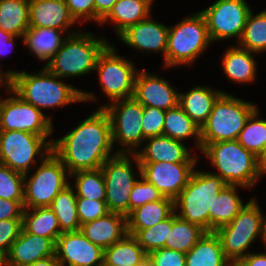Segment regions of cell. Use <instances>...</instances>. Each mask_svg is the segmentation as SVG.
Returning <instances> with one entry per match:
<instances>
[{"mask_svg":"<svg viewBox=\"0 0 266 266\" xmlns=\"http://www.w3.org/2000/svg\"><path fill=\"white\" fill-rule=\"evenodd\" d=\"M111 121L103 108L96 109L65 136L53 141L52 151L69 174L97 170L113 153Z\"/></svg>","mask_w":266,"mask_h":266,"instance_id":"cell-1","label":"cell"},{"mask_svg":"<svg viewBox=\"0 0 266 266\" xmlns=\"http://www.w3.org/2000/svg\"><path fill=\"white\" fill-rule=\"evenodd\" d=\"M40 72L29 74L16 71L12 79V90L25 102L37 109L64 107L68 104L97 100L90 92H85L64 83L45 66ZM61 80V81H60Z\"/></svg>","mask_w":266,"mask_h":266,"instance_id":"cell-2","label":"cell"},{"mask_svg":"<svg viewBox=\"0 0 266 266\" xmlns=\"http://www.w3.org/2000/svg\"><path fill=\"white\" fill-rule=\"evenodd\" d=\"M109 41L91 32L68 31L62 46L44 65L54 75L63 78L78 77L95 71L99 55Z\"/></svg>","mask_w":266,"mask_h":266,"instance_id":"cell-3","label":"cell"},{"mask_svg":"<svg viewBox=\"0 0 266 266\" xmlns=\"http://www.w3.org/2000/svg\"><path fill=\"white\" fill-rule=\"evenodd\" d=\"M202 154L210 160L228 185H240L251 190L261 179L257 157L237 140L209 143Z\"/></svg>","mask_w":266,"mask_h":266,"instance_id":"cell-4","label":"cell"},{"mask_svg":"<svg viewBox=\"0 0 266 266\" xmlns=\"http://www.w3.org/2000/svg\"><path fill=\"white\" fill-rule=\"evenodd\" d=\"M227 185L219 175L195 169L187 185L174 200L176 215L209 232V211H212L214 199Z\"/></svg>","mask_w":266,"mask_h":266,"instance_id":"cell-5","label":"cell"},{"mask_svg":"<svg viewBox=\"0 0 266 266\" xmlns=\"http://www.w3.org/2000/svg\"><path fill=\"white\" fill-rule=\"evenodd\" d=\"M256 109L257 105L251 101H245L227 92L222 93L200 128L201 151L209 143L237 140L247 119Z\"/></svg>","mask_w":266,"mask_h":266,"instance_id":"cell-6","label":"cell"},{"mask_svg":"<svg viewBox=\"0 0 266 266\" xmlns=\"http://www.w3.org/2000/svg\"><path fill=\"white\" fill-rule=\"evenodd\" d=\"M212 43L204 15L199 11L169 27L165 68L191 65Z\"/></svg>","mask_w":266,"mask_h":266,"instance_id":"cell-7","label":"cell"},{"mask_svg":"<svg viewBox=\"0 0 266 266\" xmlns=\"http://www.w3.org/2000/svg\"><path fill=\"white\" fill-rule=\"evenodd\" d=\"M262 217L263 212L257 199L250 198L229 224L215 231L220 238L223 253L232 265L250 253L248 249L260 237Z\"/></svg>","mask_w":266,"mask_h":266,"instance_id":"cell-8","label":"cell"},{"mask_svg":"<svg viewBox=\"0 0 266 266\" xmlns=\"http://www.w3.org/2000/svg\"><path fill=\"white\" fill-rule=\"evenodd\" d=\"M68 178L70 174L61 159L50 152L30 177L24 175V208L49 207L70 184Z\"/></svg>","mask_w":266,"mask_h":266,"instance_id":"cell-9","label":"cell"},{"mask_svg":"<svg viewBox=\"0 0 266 266\" xmlns=\"http://www.w3.org/2000/svg\"><path fill=\"white\" fill-rule=\"evenodd\" d=\"M53 141L30 132L0 130V163L15 172L28 174L31 166L38 164L36 158L42 161L52 152Z\"/></svg>","mask_w":266,"mask_h":266,"instance_id":"cell-10","label":"cell"},{"mask_svg":"<svg viewBox=\"0 0 266 266\" xmlns=\"http://www.w3.org/2000/svg\"><path fill=\"white\" fill-rule=\"evenodd\" d=\"M133 155V156H132ZM117 153L108 158L101 170L106 185V199L108 210L112 213L129 215V195L139 179L136 177L134 165L138 175L141 176L140 162L136 154Z\"/></svg>","mask_w":266,"mask_h":266,"instance_id":"cell-11","label":"cell"},{"mask_svg":"<svg viewBox=\"0 0 266 266\" xmlns=\"http://www.w3.org/2000/svg\"><path fill=\"white\" fill-rule=\"evenodd\" d=\"M109 115L112 143L120 144L116 153L135 154L146 139L142 133L143 105L134 97L99 105Z\"/></svg>","mask_w":266,"mask_h":266,"instance_id":"cell-12","label":"cell"},{"mask_svg":"<svg viewBox=\"0 0 266 266\" xmlns=\"http://www.w3.org/2000/svg\"><path fill=\"white\" fill-rule=\"evenodd\" d=\"M111 43L99 55L95 71L103 93L109 103L133 97L134 81L137 71L134 62L116 53Z\"/></svg>","mask_w":266,"mask_h":266,"instance_id":"cell-13","label":"cell"},{"mask_svg":"<svg viewBox=\"0 0 266 266\" xmlns=\"http://www.w3.org/2000/svg\"><path fill=\"white\" fill-rule=\"evenodd\" d=\"M7 93L13 95L0 99V130L30 132L48 140L54 131L52 118L25 102L12 89Z\"/></svg>","mask_w":266,"mask_h":266,"instance_id":"cell-14","label":"cell"},{"mask_svg":"<svg viewBox=\"0 0 266 266\" xmlns=\"http://www.w3.org/2000/svg\"><path fill=\"white\" fill-rule=\"evenodd\" d=\"M251 11L246 0H217L200 12L205 17L212 43L233 38L238 43Z\"/></svg>","mask_w":266,"mask_h":266,"instance_id":"cell-15","label":"cell"},{"mask_svg":"<svg viewBox=\"0 0 266 266\" xmlns=\"http://www.w3.org/2000/svg\"><path fill=\"white\" fill-rule=\"evenodd\" d=\"M198 162H140L141 176L160 193L175 200L189 182Z\"/></svg>","mask_w":266,"mask_h":266,"instance_id":"cell-16","label":"cell"},{"mask_svg":"<svg viewBox=\"0 0 266 266\" xmlns=\"http://www.w3.org/2000/svg\"><path fill=\"white\" fill-rule=\"evenodd\" d=\"M55 256L62 266H95L103 263L104 250L79 230L63 232L58 237Z\"/></svg>","mask_w":266,"mask_h":266,"instance_id":"cell-17","label":"cell"},{"mask_svg":"<svg viewBox=\"0 0 266 266\" xmlns=\"http://www.w3.org/2000/svg\"><path fill=\"white\" fill-rule=\"evenodd\" d=\"M169 81L145 70H137L133 97L143 106L167 111L179 105V93Z\"/></svg>","mask_w":266,"mask_h":266,"instance_id":"cell-18","label":"cell"},{"mask_svg":"<svg viewBox=\"0 0 266 266\" xmlns=\"http://www.w3.org/2000/svg\"><path fill=\"white\" fill-rule=\"evenodd\" d=\"M168 32L169 26L156 21L150 15L137 24L127 27L118 37L128 47L139 51H145L146 53L162 51L165 67Z\"/></svg>","mask_w":266,"mask_h":266,"instance_id":"cell-19","label":"cell"},{"mask_svg":"<svg viewBox=\"0 0 266 266\" xmlns=\"http://www.w3.org/2000/svg\"><path fill=\"white\" fill-rule=\"evenodd\" d=\"M145 142L144 148L135 153L139 162H198L199 157L193 156L188 146L166 135L149 137Z\"/></svg>","mask_w":266,"mask_h":266,"instance_id":"cell-20","label":"cell"},{"mask_svg":"<svg viewBox=\"0 0 266 266\" xmlns=\"http://www.w3.org/2000/svg\"><path fill=\"white\" fill-rule=\"evenodd\" d=\"M75 23L65 0H29V27L65 32Z\"/></svg>","mask_w":266,"mask_h":266,"instance_id":"cell-21","label":"cell"},{"mask_svg":"<svg viewBox=\"0 0 266 266\" xmlns=\"http://www.w3.org/2000/svg\"><path fill=\"white\" fill-rule=\"evenodd\" d=\"M55 255V243L46 237L27 233L23 228L7 255L8 266H28Z\"/></svg>","mask_w":266,"mask_h":266,"instance_id":"cell-22","label":"cell"},{"mask_svg":"<svg viewBox=\"0 0 266 266\" xmlns=\"http://www.w3.org/2000/svg\"><path fill=\"white\" fill-rule=\"evenodd\" d=\"M81 233L103 250L121 240L127 232V217L109 212L107 215L80 226Z\"/></svg>","mask_w":266,"mask_h":266,"instance_id":"cell-23","label":"cell"},{"mask_svg":"<svg viewBox=\"0 0 266 266\" xmlns=\"http://www.w3.org/2000/svg\"><path fill=\"white\" fill-rule=\"evenodd\" d=\"M222 93L208 86H195L186 93L179 92V106L201 128Z\"/></svg>","mask_w":266,"mask_h":266,"instance_id":"cell-24","label":"cell"},{"mask_svg":"<svg viewBox=\"0 0 266 266\" xmlns=\"http://www.w3.org/2000/svg\"><path fill=\"white\" fill-rule=\"evenodd\" d=\"M238 45L230 46L222 55V68L228 79L235 83H252L257 78L255 57Z\"/></svg>","mask_w":266,"mask_h":266,"instance_id":"cell-25","label":"cell"},{"mask_svg":"<svg viewBox=\"0 0 266 266\" xmlns=\"http://www.w3.org/2000/svg\"><path fill=\"white\" fill-rule=\"evenodd\" d=\"M237 188L246 189L240 185H227L214 199L212 211H209V232H215L229 224L245 206L237 193L239 191Z\"/></svg>","mask_w":266,"mask_h":266,"instance_id":"cell-26","label":"cell"},{"mask_svg":"<svg viewBox=\"0 0 266 266\" xmlns=\"http://www.w3.org/2000/svg\"><path fill=\"white\" fill-rule=\"evenodd\" d=\"M148 253L139 245L136 238L126 234L121 240L104 249L105 266H149Z\"/></svg>","mask_w":266,"mask_h":266,"instance_id":"cell-27","label":"cell"},{"mask_svg":"<svg viewBox=\"0 0 266 266\" xmlns=\"http://www.w3.org/2000/svg\"><path fill=\"white\" fill-rule=\"evenodd\" d=\"M151 8L152 3L149 0H118L100 25L110 21L118 36L127 27L148 18Z\"/></svg>","mask_w":266,"mask_h":266,"instance_id":"cell-28","label":"cell"},{"mask_svg":"<svg viewBox=\"0 0 266 266\" xmlns=\"http://www.w3.org/2000/svg\"><path fill=\"white\" fill-rule=\"evenodd\" d=\"M226 259L216 232H205L186 253V266H231Z\"/></svg>","mask_w":266,"mask_h":266,"instance_id":"cell-29","label":"cell"},{"mask_svg":"<svg viewBox=\"0 0 266 266\" xmlns=\"http://www.w3.org/2000/svg\"><path fill=\"white\" fill-rule=\"evenodd\" d=\"M175 212L174 200L163 197L135 208L127 216V230L147 229L169 218Z\"/></svg>","mask_w":266,"mask_h":266,"instance_id":"cell-30","label":"cell"},{"mask_svg":"<svg viewBox=\"0 0 266 266\" xmlns=\"http://www.w3.org/2000/svg\"><path fill=\"white\" fill-rule=\"evenodd\" d=\"M64 31L53 28L30 27L23 36V44L40 61L47 62L54 56L65 40Z\"/></svg>","mask_w":266,"mask_h":266,"instance_id":"cell-31","label":"cell"},{"mask_svg":"<svg viewBox=\"0 0 266 266\" xmlns=\"http://www.w3.org/2000/svg\"><path fill=\"white\" fill-rule=\"evenodd\" d=\"M22 228L27 233L49 238L54 243L63 233L50 207L24 208Z\"/></svg>","mask_w":266,"mask_h":266,"instance_id":"cell-32","label":"cell"},{"mask_svg":"<svg viewBox=\"0 0 266 266\" xmlns=\"http://www.w3.org/2000/svg\"><path fill=\"white\" fill-rule=\"evenodd\" d=\"M163 135L181 142L194 137V145L201 151L200 127L179 105L165 112Z\"/></svg>","mask_w":266,"mask_h":266,"instance_id":"cell-33","label":"cell"},{"mask_svg":"<svg viewBox=\"0 0 266 266\" xmlns=\"http://www.w3.org/2000/svg\"><path fill=\"white\" fill-rule=\"evenodd\" d=\"M0 28L23 37L29 27V0H0Z\"/></svg>","mask_w":266,"mask_h":266,"instance_id":"cell-34","label":"cell"},{"mask_svg":"<svg viewBox=\"0 0 266 266\" xmlns=\"http://www.w3.org/2000/svg\"><path fill=\"white\" fill-rule=\"evenodd\" d=\"M205 232L200 226L181 219L174 212L165 248L188 253Z\"/></svg>","mask_w":266,"mask_h":266,"instance_id":"cell-35","label":"cell"},{"mask_svg":"<svg viewBox=\"0 0 266 266\" xmlns=\"http://www.w3.org/2000/svg\"><path fill=\"white\" fill-rule=\"evenodd\" d=\"M76 192L69 184L53 199L50 208L58 218L62 232H72L80 230V221L77 214Z\"/></svg>","mask_w":266,"mask_h":266,"instance_id":"cell-36","label":"cell"},{"mask_svg":"<svg viewBox=\"0 0 266 266\" xmlns=\"http://www.w3.org/2000/svg\"><path fill=\"white\" fill-rule=\"evenodd\" d=\"M236 44L256 55L266 52V9L255 15L252 11L249 13L242 36Z\"/></svg>","mask_w":266,"mask_h":266,"instance_id":"cell-37","label":"cell"},{"mask_svg":"<svg viewBox=\"0 0 266 266\" xmlns=\"http://www.w3.org/2000/svg\"><path fill=\"white\" fill-rule=\"evenodd\" d=\"M70 178L76 179L72 186L76 190L77 197L92 200L106 199V185L101 168L97 170L77 171L70 174Z\"/></svg>","mask_w":266,"mask_h":266,"instance_id":"cell-38","label":"cell"},{"mask_svg":"<svg viewBox=\"0 0 266 266\" xmlns=\"http://www.w3.org/2000/svg\"><path fill=\"white\" fill-rule=\"evenodd\" d=\"M258 110L257 108L250 115L237 138V141L256 157L266 145V120L258 116Z\"/></svg>","mask_w":266,"mask_h":266,"instance_id":"cell-39","label":"cell"},{"mask_svg":"<svg viewBox=\"0 0 266 266\" xmlns=\"http://www.w3.org/2000/svg\"><path fill=\"white\" fill-rule=\"evenodd\" d=\"M169 228H172V215L166 220L154 226L141 230H127L133 235L139 245L147 252L165 247L169 235Z\"/></svg>","mask_w":266,"mask_h":266,"instance_id":"cell-40","label":"cell"},{"mask_svg":"<svg viewBox=\"0 0 266 266\" xmlns=\"http://www.w3.org/2000/svg\"><path fill=\"white\" fill-rule=\"evenodd\" d=\"M0 198L24 201V175L0 163Z\"/></svg>","mask_w":266,"mask_h":266,"instance_id":"cell-41","label":"cell"},{"mask_svg":"<svg viewBox=\"0 0 266 266\" xmlns=\"http://www.w3.org/2000/svg\"><path fill=\"white\" fill-rule=\"evenodd\" d=\"M164 196L142 176L134 184L129 195V214L132 210L151 201L161 200Z\"/></svg>","mask_w":266,"mask_h":266,"instance_id":"cell-42","label":"cell"},{"mask_svg":"<svg viewBox=\"0 0 266 266\" xmlns=\"http://www.w3.org/2000/svg\"><path fill=\"white\" fill-rule=\"evenodd\" d=\"M76 206L81 225L103 217L110 212L105 200H92L88 198L77 197Z\"/></svg>","mask_w":266,"mask_h":266,"instance_id":"cell-43","label":"cell"},{"mask_svg":"<svg viewBox=\"0 0 266 266\" xmlns=\"http://www.w3.org/2000/svg\"><path fill=\"white\" fill-rule=\"evenodd\" d=\"M165 110L143 106L142 133L145 138L163 135Z\"/></svg>","mask_w":266,"mask_h":266,"instance_id":"cell-44","label":"cell"},{"mask_svg":"<svg viewBox=\"0 0 266 266\" xmlns=\"http://www.w3.org/2000/svg\"><path fill=\"white\" fill-rule=\"evenodd\" d=\"M149 266H186V253L159 248L148 253Z\"/></svg>","mask_w":266,"mask_h":266,"instance_id":"cell-45","label":"cell"},{"mask_svg":"<svg viewBox=\"0 0 266 266\" xmlns=\"http://www.w3.org/2000/svg\"><path fill=\"white\" fill-rule=\"evenodd\" d=\"M22 230V219L0 220V256L7 257Z\"/></svg>","mask_w":266,"mask_h":266,"instance_id":"cell-46","label":"cell"},{"mask_svg":"<svg viewBox=\"0 0 266 266\" xmlns=\"http://www.w3.org/2000/svg\"><path fill=\"white\" fill-rule=\"evenodd\" d=\"M95 0H65L76 21H95Z\"/></svg>","mask_w":266,"mask_h":266,"instance_id":"cell-47","label":"cell"},{"mask_svg":"<svg viewBox=\"0 0 266 266\" xmlns=\"http://www.w3.org/2000/svg\"><path fill=\"white\" fill-rule=\"evenodd\" d=\"M24 201H12L0 198V220L22 219Z\"/></svg>","mask_w":266,"mask_h":266,"instance_id":"cell-48","label":"cell"},{"mask_svg":"<svg viewBox=\"0 0 266 266\" xmlns=\"http://www.w3.org/2000/svg\"><path fill=\"white\" fill-rule=\"evenodd\" d=\"M118 0H95V22H100L109 14Z\"/></svg>","mask_w":266,"mask_h":266,"instance_id":"cell-49","label":"cell"},{"mask_svg":"<svg viewBox=\"0 0 266 266\" xmlns=\"http://www.w3.org/2000/svg\"><path fill=\"white\" fill-rule=\"evenodd\" d=\"M236 266H266V253H249Z\"/></svg>","mask_w":266,"mask_h":266,"instance_id":"cell-50","label":"cell"},{"mask_svg":"<svg viewBox=\"0 0 266 266\" xmlns=\"http://www.w3.org/2000/svg\"><path fill=\"white\" fill-rule=\"evenodd\" d=\"M16 73V70H10L3 72L0 68V87L4 86L6 88V91H9L12 89V79L13 75Z\"/></svg>","mask_w":266,"mask_h":266,"instance_id":"cell-51","label":"cell"},{"mask_svg":"<svg viewBox=\"0 0 266 266\" xmlns=\"http://www.w3.org/2000/svg\"><path fill=\"white\" fill-rule=\"evenodd\" d=\"M18 38H22L21 36H14L13 38H11L9 41H0V56L2 55V58H3V55H6V54H9L12 50H13V47H14V40ZM11 49V50H10Z\"/></svg>","mask_w":266,"mask_h":266,"instance_id":"cell-52","label":"cell"},{"mask_svg":"<svg viewBox=\"0 0 266 266\" xmlns=\"http://www.w3.org/2000/svg\"><path fill=\"white\" fill-rule=\"evenodd\" d=\"M28 266H62V264L58 261L57 257L53 255L45 259L31 263Z\"/></svg>","mask_w":266,"mask_h":266,"instance_id":"cell-53","label":"cell"},{"mask_svg":"<svg viewBox=\"0 0 266 266\" xmlns=\"http://www.w3.org/2000/svg\"><path fill=\"white\" fill-rule=\"evenodd\" d=\"M257 165L262 178V176L266 174V145L263 147L261 153L257 156Z\"/></svg>","mask_w":266,"mask_h":266,"instance_id":"cell-54","label":"cell"},{"mask_svg":"<svg viewBox=\"0 0 266 266\" xmlns=\"http://www.w3.org/2000/svg\"><path fill=\"white\" fill-rule=\"evenodd\" d=\"M260 238H261V241L264 243V246L266 249V216L264 214L262 217V226H261Z\"/></svg>","mask_w":266,"mask_h":266,"instance_id":"cell-55","label":"cell"},{"mask_svg":"<svg viewBox=\"0 0 266 266\" xmlns=\"http://www.w3.org/2000/svg\"><path fill=\"white\" fill-rule=\"evenodd\" d=\"M14 35L8 32H4L1 28H0V41H9L11 38H13Z\"/></svg>","mask_w":266,"mask_h":266,"instance_id":"cell-56","label":"cell"},{"mask_svg":"<svg viewBox=\"0 0 266 266\" xmlns=\"http://www.w3.org/2000/svg\"><path fill=\"white\" fill-rule=\"evenodd\" d=\"M0 266H8L7 257L0 256Z\"/></svg>","mask_w":266,"mask_h":266,"instance_id":"cell-57","label":"cell"},{"mask_svg":"<svg viewBox=\"0 0 266 266\" xmlns=\"http://www.w3.org/2000/svg\"><path fill=\"white\" fill-rule=\"evenodd\" d=\"M95 266H105V265H104V263H102V264H98V265H95Z\"/></svg>","mask_w":266,"mask_h":266,"instance_id":"cell-58","label":"cell"}]
</instances>
